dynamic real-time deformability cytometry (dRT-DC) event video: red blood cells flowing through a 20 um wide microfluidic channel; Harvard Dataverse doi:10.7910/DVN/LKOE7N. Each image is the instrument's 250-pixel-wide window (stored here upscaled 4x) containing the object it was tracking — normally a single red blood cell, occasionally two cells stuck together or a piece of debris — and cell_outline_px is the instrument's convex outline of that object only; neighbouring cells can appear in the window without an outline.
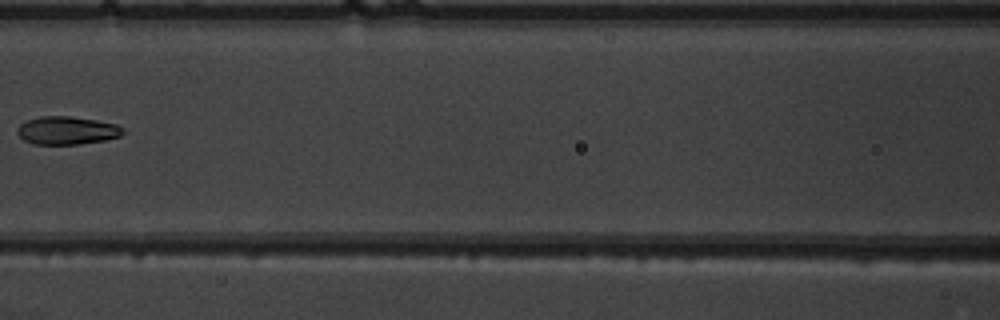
{"species": "common noctule bat (a hibernating species)", "species_latin": "Nyctalus noctula", "temperature_condition": "warm", "stored_images_in_passage": 5, "camera_frame_rate_fps": 3000, "um_per_image_px": 0.085, "animal": {"sex": "male", "body_mass_g": 19.5, "forearm_length_mm": 54.6}, "frame": {"image": 1, "passage_image": 4, "time_ms": 3.667, "image_size_px": [1000, 320], "cell_outline_px": [[128, 132], [120, 136], [108, 140], [76, 144], [32, 144], [24, 140], [16, 132], [16, 128], [20, 124], [28, 120], [40, 116], [68, 116], [96, 120], [116, 124], [124, 128]], "centroid_in_image_um": [5.72, 11.09], "position_along_channel_um": 160.9, "area_um2": 17.46}}
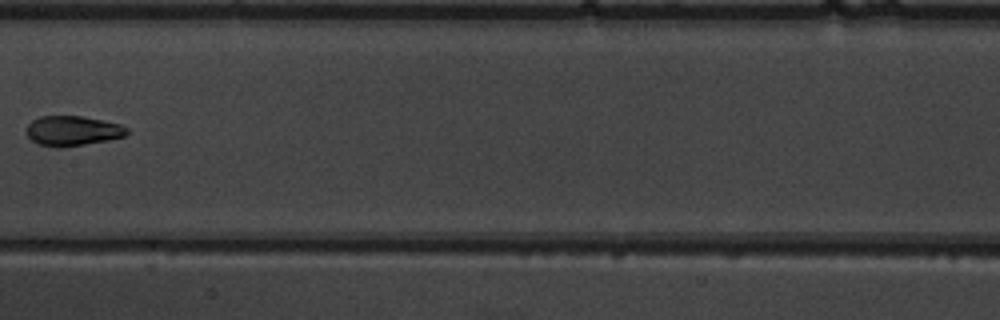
{"frame": {"image": 2, "passage_image": 5, "time_ms": 4.667, "image_size_px": [1000, 320], "cell_outline_px": [[128, 132], [124, 136], [108, 140], [60, 148], [40, 144], [32, 140], [24, 132], [28, 124], [32, 120], [40, 116], [80, 116], [120, 124], [128, 128]], "centroid_in_image_um": [6.14, 11.12], "position_along_channel_um": 201.3, "area_um2": 17.4}}